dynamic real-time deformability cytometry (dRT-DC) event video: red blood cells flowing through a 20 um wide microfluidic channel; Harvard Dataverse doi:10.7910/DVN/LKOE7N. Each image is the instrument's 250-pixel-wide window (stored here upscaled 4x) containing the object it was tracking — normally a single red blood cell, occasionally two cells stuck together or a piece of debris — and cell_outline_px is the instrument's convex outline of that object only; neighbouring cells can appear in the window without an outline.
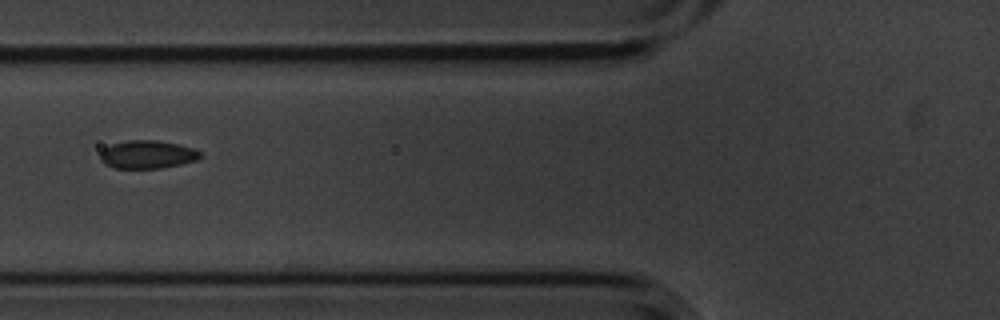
{"species": "common noctule bat (a hibernating species)", "species_latin": "Nyctalus noctula", "temperature_condition": "cold", "stored_images_in_passage": 10, "camera_frame_rate_fps": 3000, "um_per_image_px": 0.085, "animal": {"sex": "male", "body_mass_g": 20.1, "forearm_length_mm": 53.5}, "frame": {"image": 1, "passage_image": 2, "time_ms": 0.333, "image_size_px": [1000, 320], "cell_outline_px": [[200, 156], [196, 160], [180, 164], [160, 168], [112, 168], [104, 164], [100, 160], [100, 152], [104, 148], [112, 144], [128, 140], [156, 140], [180, 144], [196, 148], [200, 152]], "centroid_in_image_um": [12.51, 13.12], "position_along_channel_um": 113.3, "area_um2": 16.47}}
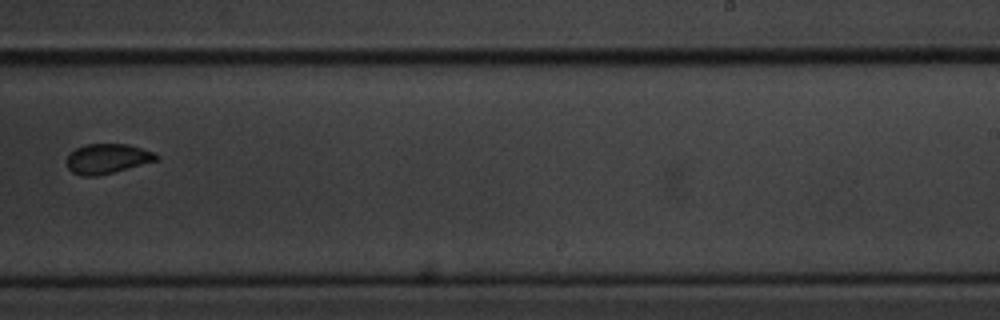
{"frame": {"image": 2, "passage_image": 6, "time_ms": 1.667, "image_size_px": [1000, 320], "cell_outline_px": [[160, 156], [156, 160], [112, 172], [96, 176], [80, 176], [72, 172], [68, 168], [68, 156], [76, 148], [84, 144], [128, 144], [156, 152]], "centroid_in_image_um": [9.13, 13.47], "position_along_channel_um": 279.9, "area_um2": 15.37}}
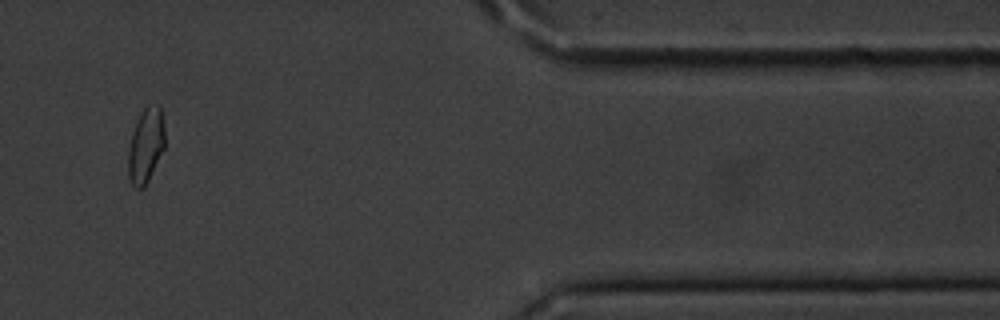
{"frame": {"image": 3, "passage_image": 9, "time_ms": 2.667, "image_size_px": [1000, 320], "cell_outline_px": [[164, 148], [144, 188], [136, 188], [132, 184], [128, 176], [128, 152], [132, 132], [136, 120], [144, 108], [148, 104], [160, 104], [164, 128]], "centroid_in_image_um": [12.39, 12.33], "position_along_channel_um": 399.0, "area_um2": 15.95}}